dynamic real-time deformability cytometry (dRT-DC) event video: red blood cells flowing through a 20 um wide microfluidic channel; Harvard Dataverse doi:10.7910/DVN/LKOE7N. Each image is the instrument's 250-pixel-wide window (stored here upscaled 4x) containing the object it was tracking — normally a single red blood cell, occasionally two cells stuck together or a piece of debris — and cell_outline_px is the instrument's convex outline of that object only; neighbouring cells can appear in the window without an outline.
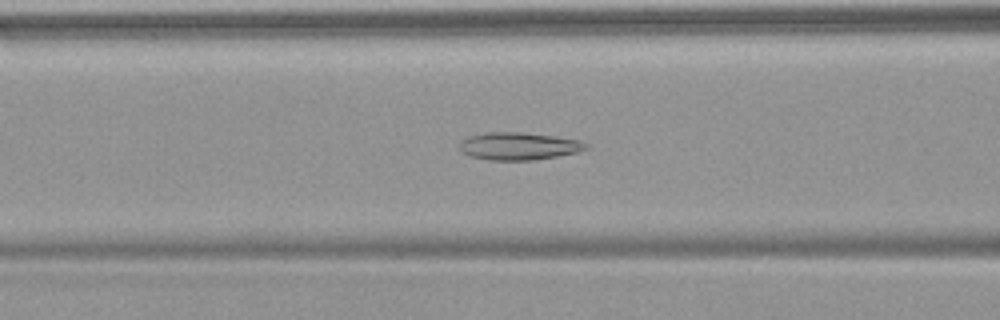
{"species": "common noctule bat (a hibernating species)", "species_latin": "Nyctalus noctula", "temperature_condition": "warm", "stored_images_in_passage": 39, "camera_frame_rate_fps": 3000, "um_per_image_px": 0.085, "animal": {"sex": "female", "body_mass_g": 18.4}, "frame": {"image": 1, "passage_image": 8, "time_ms": 2.333, "image_size_px": [1000, 320], "cell_outline_px": [[592, 148], [576, 152], [556, 156], [532, 160], [488, 160], [468, 156], [460, 148], [460, 140], [472, 136], [488, 132], [520, 132], [552, 136], [580, 140], [588, 144]], "centroid_in_image_um": [44.11, 12.42], "position_along_channel_um": 122.5, "area_um2": 20.17}}
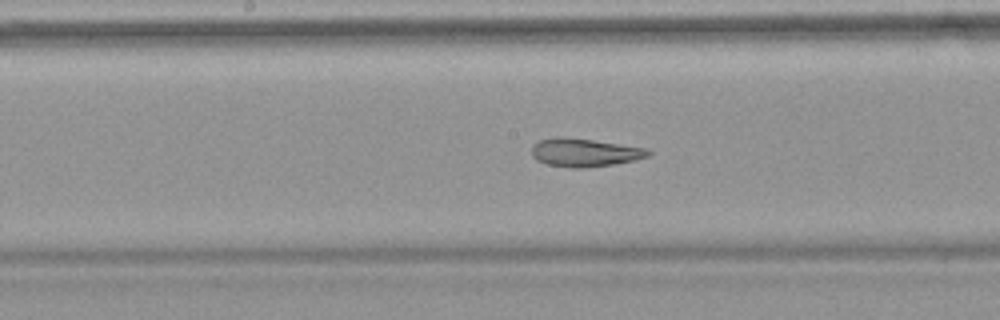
{"frame": {"image": 2, "passage_image": 14, "time_ms": 4.333, "image_size_px": [1000, 320], "cell_outline_px": [[652, 152], [648, 156], [632, 160], [612, 164], [584, 168], [568, 168], [548, 164], [536, 160], [532, 156], [532, 144], [540, 140], [556, 136], [560, 136], [592, 140], [644, 148]], "centroid_in_image_um": [49.61, 12.96], "position_along_channel_um": 198.6, "area_um2": 18.96}}
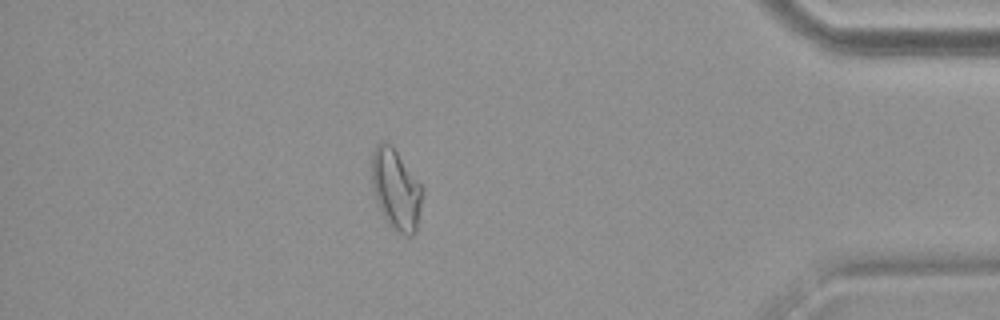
{"frame": {"image": 3, "passage_image": 33, "time_ms": 10.667, "image_size_px": [1000, 320], "cell_outline_px": [[424, 188], [416, 232], [412, 236], [408, 236], [396, 232], [388, 224], [376, 200], [372, 184], [372, 152], [376, 144], [392, 144]], "centroid_in_image_um": [33.68, 16.12], "position_along_channel_um": 401.5, "area_um2": 23.81}, "authors_computed_cell_mechanics": {"area_um2": 20.1722, "velocity_mm_per_s": 3.805, "shape_relaxation_time_tau1_ms": null, "shape_relaxation_time_tau2_ms": 2.8278, "deformation_change_tau1": null, "deformation_change_tau2": 0.1097}}